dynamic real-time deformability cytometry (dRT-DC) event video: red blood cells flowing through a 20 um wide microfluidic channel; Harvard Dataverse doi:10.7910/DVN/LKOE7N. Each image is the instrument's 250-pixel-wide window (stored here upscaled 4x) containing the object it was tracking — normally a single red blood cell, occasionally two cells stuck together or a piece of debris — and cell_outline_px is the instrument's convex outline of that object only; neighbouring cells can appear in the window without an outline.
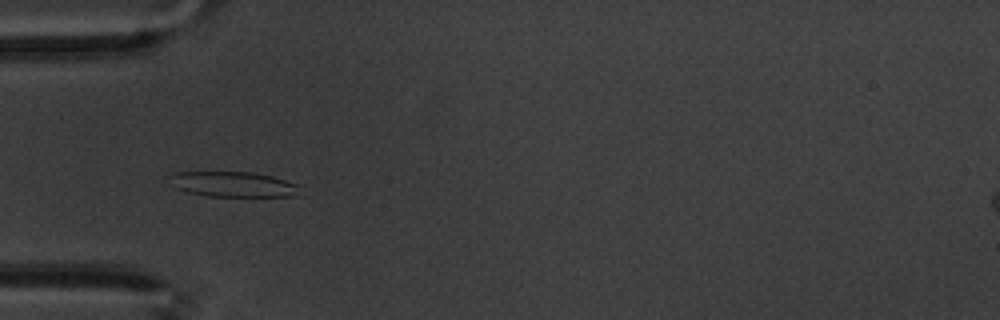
{"species": "common noctule bat (a hibernating species)", "species_latin": "Nyctalus noctula", "temperature_condition": "warm", "stored_images_in_passage": 60, "camera_frame_rate_fps": 3000, "um_per_image_px": 0.085, "animal": {"sex": "male", "body_mass_g": 20.1, "forearm_length_mm": 53.5}, "frame": {"image": 1, "passage_image": 19, "time_ms": 6.0, "image_size_px": [1000, 320], "cell_outline_px": [[300, 184], [288, 196], [208, 196], [188, 192], [176, 188], [168, 176], [172, 172], [252, 172], [272, 176]], "centroid_in_image_um": [19.73, 15.64], "position_along_channel_um": 65.3, "area_um2": 18.79}}
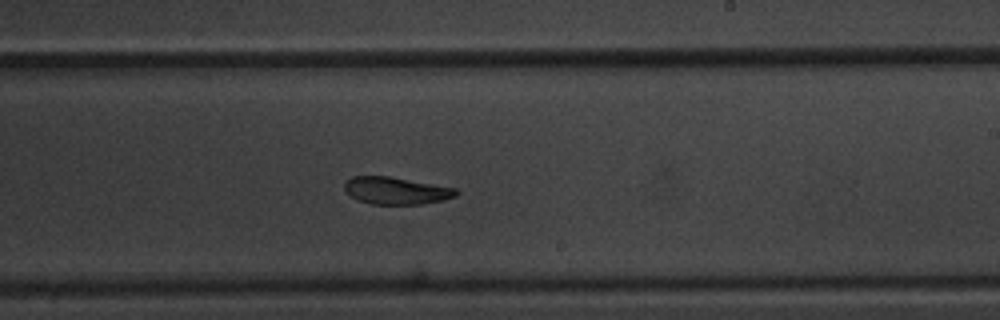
{"frame": {"image": 2, "passage_image": 36, "time_ms": 11.667, "image_size_px": [1000, 320], "cell_outline_px": [[460, 192], [456, 196], [444, 200], [420, 204], [372, 204], [356, 200], [344, 188], [344, 184], [352, 176], [388, 176], [456, 188]], "centroid_in_image_um": [33.69, 16.21], "position_along_channel_um": 255.3, "area_um2": 17.63}}
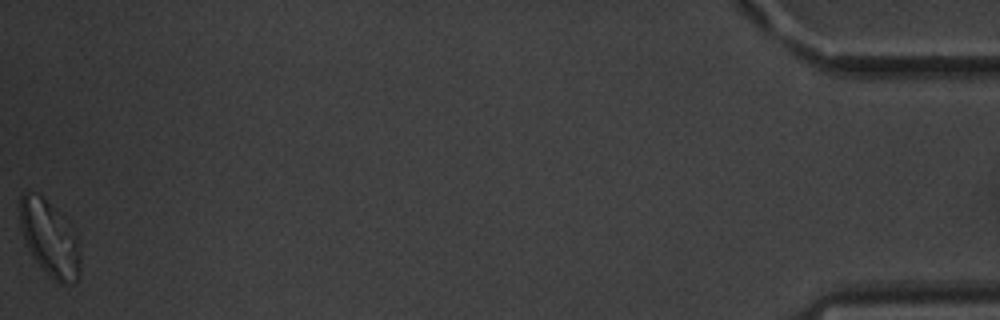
{"frame": {"image": 3, "passage_image": 60, "time_ms": 19.667, "image_size_px": [1000, 320], "cell_outline_px": [[80, 272], [76, 280], [72, 284], [60, 284], [52, 280], [32, 256], [24, 240], [20, 228], [20, 196], [24, 192], [36, 192], [68, 220], [72, 224], [80, 236]], "centroid_in_image_um": [4.27, 20.28], "position_along_channel_um": 430.9, "area_um2": 27.28}, "authors_computed_cell_mechanics": {"area_um2": 20.3456, "velocity_mm_per_s": 3.3705, "shape_relaxation_time_tau1_ms": 5.7414, "shape_relaxation_time_tau2_ms": 3.611, "deformation_change_tau1": 0.1411, "deformation_change_tau2": 0.0936}}